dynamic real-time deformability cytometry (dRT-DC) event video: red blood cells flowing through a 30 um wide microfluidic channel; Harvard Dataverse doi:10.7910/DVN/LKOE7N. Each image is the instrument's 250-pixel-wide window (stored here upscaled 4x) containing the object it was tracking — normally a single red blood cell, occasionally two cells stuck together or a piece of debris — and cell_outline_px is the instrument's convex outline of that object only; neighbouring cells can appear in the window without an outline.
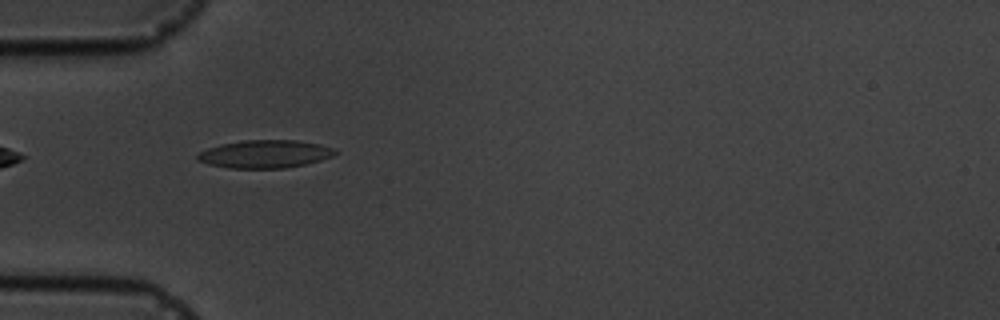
{"species": "common noctule bat (a hibernating species)", "species_latin": "Nyctalus noctula", "temperature_condition": "cold", "stored_images_in_passage": 7, "camera_frame_rate_fps": 3000, "um_per_image_px": 0.085, "animal": {"sex": "male", "body_mass_g": 19.5, "forearm_length_mm": 54.6}, "frame": {"image": 1, "passage_image": 4, "time_ms": 4.333, "image_size_px": [1000, 320], "cell_outline_px": [[340, 152], [332, 156], [320, 160], [304, 164], [284, 168], [228, 168], [208, 164], [196, 160], [196, 156], [200, 152], [208, 148], [220, 144], [244, 140], [296, 140], [320, 144], [336, 148]], "centroid_in_image_um": [22.53, 13.08], "position_along_channel_um": 62.5, "area_um2": 22.48}}
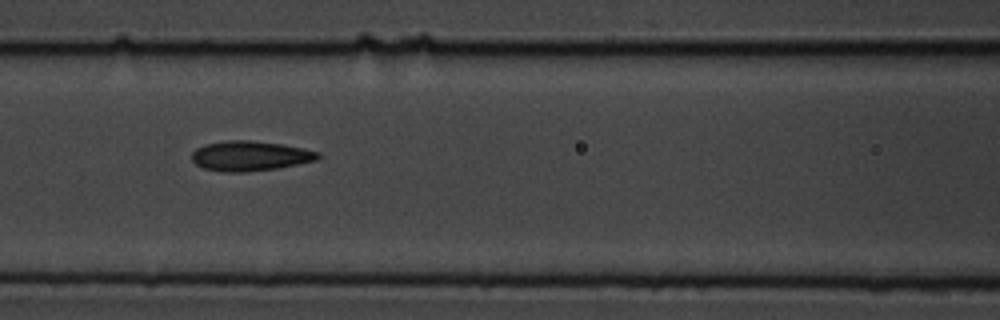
{"frame": {"image": 2, "passage_image": 6, "time_ms": 6.667, "image_size_px": [1000, 320], "cell_outline_px": [[320, 156], [316, 160], [276, 168], [244, 172], [224, 172], [204, 168], [196, 164], [192, 160], [192, 152], [196, 148], [204, 144], [228, 140], [248, 140], [280, 144], [320, 152]], "centroid_in_image_um": [21.21, 13.25], "position_along_channel_um": 145.4, "area_um2": 21.73}}
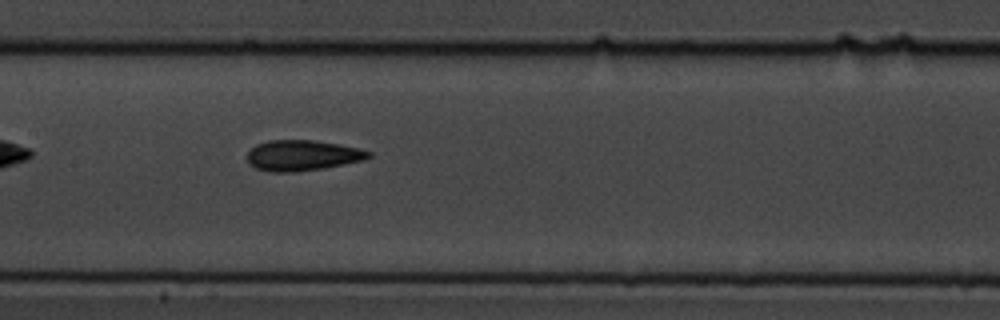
{"frame": {"image": 3, "passage_image": 7, "time_ms": 7.667, "image_size_px": [1000, 320], "cell_outline_px": [[372, 156], [364, 160], [324, 168], [296, 172], [272, 172], [256, 168], [248, 164], [248, 152], [256, 144], [268, 140], [316, 140], [340, 144], [372, 152]], "centroid_in_image_um": [25.7, 13.21], "position_along_channel_um": 181.7, "area_um2": 21.73}}